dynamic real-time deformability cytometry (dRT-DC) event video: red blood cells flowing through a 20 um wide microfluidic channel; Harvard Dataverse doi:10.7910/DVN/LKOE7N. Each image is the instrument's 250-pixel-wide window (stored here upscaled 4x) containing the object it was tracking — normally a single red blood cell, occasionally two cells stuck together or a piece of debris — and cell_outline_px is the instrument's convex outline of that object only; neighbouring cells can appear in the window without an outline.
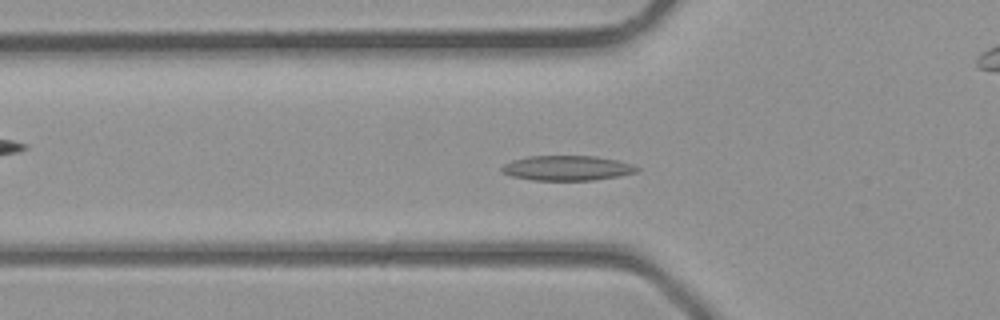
{"species": "common noctule bat (a hibernating species)", "species_latin": "Nyctalus noctula", "temperature_condition": "room temperature", "stored_images_in_passage": 36, "camera_frame_rate_fps": 3000, "um_per_image_px": 0.085, "animal": {"sex": "male", "body_mass_g": 23.1, "forearm_length_mm": 52.7}, "frame": {"image": 1, "passage_image": 10, "time_ms": 3.0, "image_size_px": [1000, 320], "cell_outline_px": [[640, 168], [636, 172], [620, 176], [592, 180], [532, 180], [512, 176], [500, 172], [500, 168], [504, 164], [512, 160], [528, 156], [596, 156], [620, 160], [632, 164]], "centroid_in_image_um": [48.2, 14.28], "position_along_channel_um": 77.6, "area_um2": 19.77}}
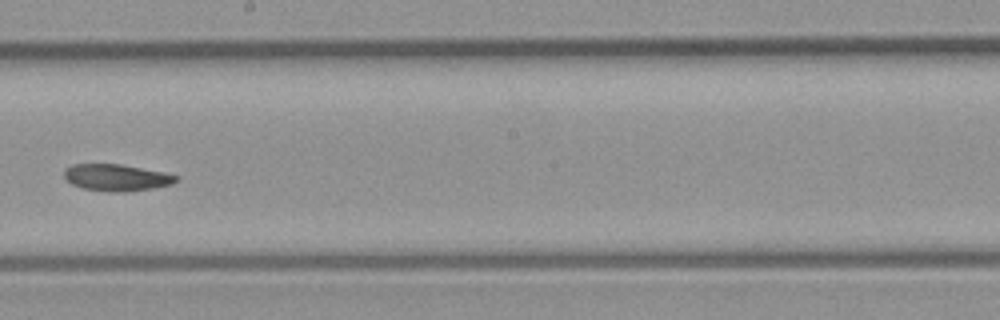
{"frame": {"image": 2, "passage_image": 19, "time_ms": 6.0, "image_size_px": [1000, 320], "cell_outline_px": [[180, 176], [172, 184], [152, 188], [124, 192], [108, 192], [84, 188], [72, 184], [64, 180], [64, 168], [72, 164], [120, 164], [164, 172]], "centroid_in_image_um": [9.87, 15.09], "position_along_channel_um": 238.3, "area_um2": 17.51}}
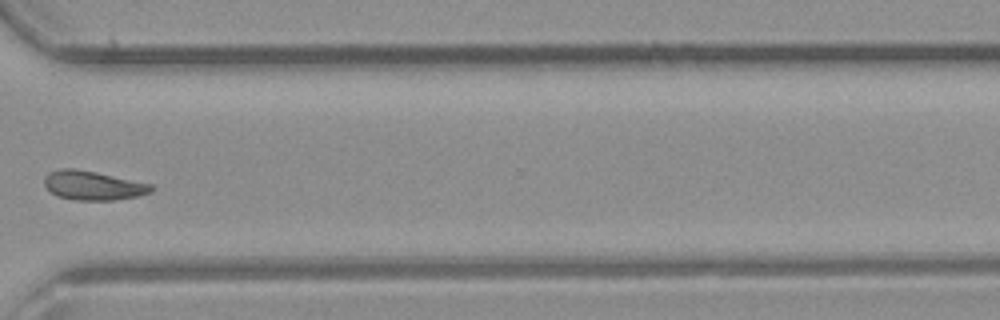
{"frame": {"image": 3, "passage_image": 26, "time_ms": 8.333, "image_size_px": [1000, 320], "cell_outline_px": [[156, 188], [152, 192], [140, 196], [116, 200], [76, 200], [56, 196], [44, 184], [44, 176], [48, 172], [60, 168], [72, 168], [96, 172], [152, 184]], "centroid_in_image_um": [7.93, 15.77], "position_along_channel_um": 362.7, "area_um2": 18.32}}